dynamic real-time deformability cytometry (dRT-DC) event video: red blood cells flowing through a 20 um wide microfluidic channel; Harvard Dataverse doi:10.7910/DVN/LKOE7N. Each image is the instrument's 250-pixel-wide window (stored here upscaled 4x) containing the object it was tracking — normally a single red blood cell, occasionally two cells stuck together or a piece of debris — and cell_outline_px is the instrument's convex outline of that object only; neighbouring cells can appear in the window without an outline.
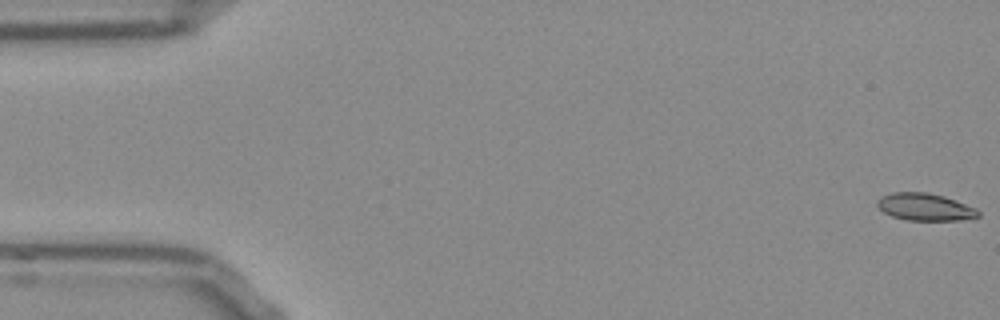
{"species": "Egyptian fruit bat (a non-hibernating species)", "species_latin": "Rousettus aegyptiacus", "temperature_condition": "room temperature", "stored_images_in_passage": 12, "camera_frame_rate_fps": 3000, "um_per_image_px": 0.085, "frame": {"image": 1, "passage_image": 1, "time_ms": 0.0, "image_size_px": [1000, 320], "cell_outline_px": [[980, 216], [960, 220], [908, 220], [892, 216], [884, 212], [876, 204], [876, 200], [880, 196], [892, 192], [924, 192], [944, 196], [976, 208], [980, 212]], "centroid_in_image_um": [78.6, 17.58], "position_along_channel_um": 6.4, "area_um2": 16.01}}